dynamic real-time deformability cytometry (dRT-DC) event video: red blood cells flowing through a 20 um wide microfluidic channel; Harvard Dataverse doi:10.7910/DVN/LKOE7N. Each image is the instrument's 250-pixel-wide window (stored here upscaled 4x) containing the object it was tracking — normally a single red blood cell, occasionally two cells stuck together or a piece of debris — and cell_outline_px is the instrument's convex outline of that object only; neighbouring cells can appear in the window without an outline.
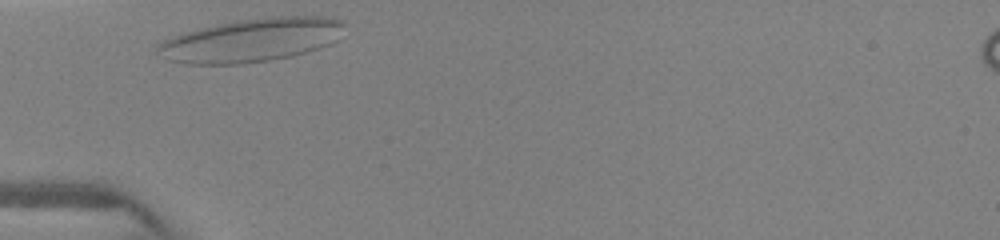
{"species": "human", "species_latin": "Homo sapiens", "temperature_condition": "warm", "stored_images_in_passage": 2, "camera_frame_rate_fps": 3000, "um_per_image_px": 0.085, "donor": {"sex": "female"}, "frame": {"image": 1, "passage_image": 1, "time_ms": 0.0, "image_size_px": [1000, 240], "cell_outline_px": [[348, 24], [336, 40], [320, 48], [292, 56], [268, 60], [240, 64], [184, 64], [168, 60], [156, 52], [156, 44], [180, 32], [236, 20], [268, 16], [332, 16], [344, 20]], "centroid_in_image_um": [21.39, 3.39], "position_along_channel_um": 63.6, "area_um2": 48.03}}